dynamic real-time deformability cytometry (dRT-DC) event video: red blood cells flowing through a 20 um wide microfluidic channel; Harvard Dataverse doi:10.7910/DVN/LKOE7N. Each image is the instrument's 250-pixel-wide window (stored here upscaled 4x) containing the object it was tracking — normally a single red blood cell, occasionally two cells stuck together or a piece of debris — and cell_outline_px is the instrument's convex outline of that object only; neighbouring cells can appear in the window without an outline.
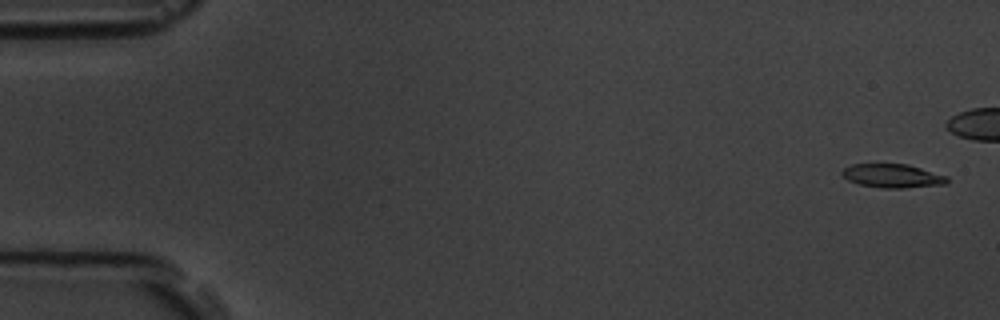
{"species": "common noctule bat (a hibernating species)", "species_latin": "Nyctalus noctula", "temperature_condition": "room temperature", "stored_images_in_passage": 6, "camera_frame_rate_fps": 3000, "um_per_image_px": 0.085, "animal": {"sex": "male", "body_mass_g": 19.5, "forearm_length_mm": 54.6}, "frame": {"image": 1, "passage_image": 1, "time_ms": 0.0, "image_size_px": [1000, 320], "cell_outline_px": [[948, 184], [904, 188], [880, 188], [860, 184], [848, 180], [840, 172], [844, 168], [852, 164], [908, 164], [948, 176]], "centroid_in_image_um": [75.89, 14.95], "position_along_channel_um": 9.1, "area_um2": 14.57}}
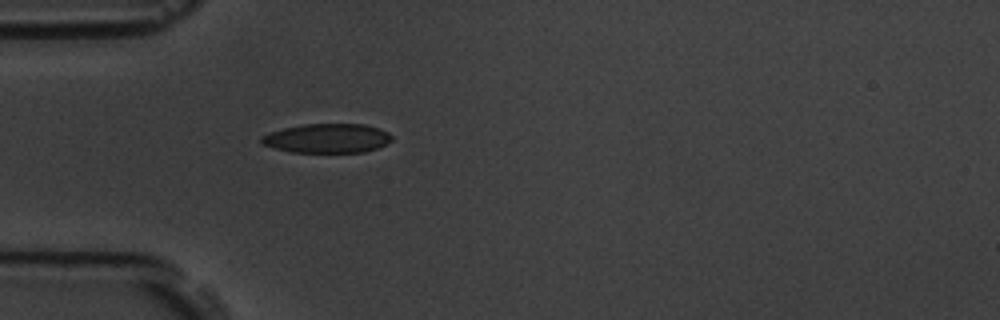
{"frame": {"image": 2, "passage_image": 6, "time_ms": 6.667, "image_size_px": [1000, 320], "cell_outline_px": [[392, 140], [376, 148], [364, 152], [292, 152], [260, 144], [260, 136], [284, 128], [304, 124], [364, 124], [380, 128], [388, 132], [392, 136]], "centroid_in_image_um": [27.81, 11.75], "position_along_channel_um": 57.2, "area_um2": 22.14}}